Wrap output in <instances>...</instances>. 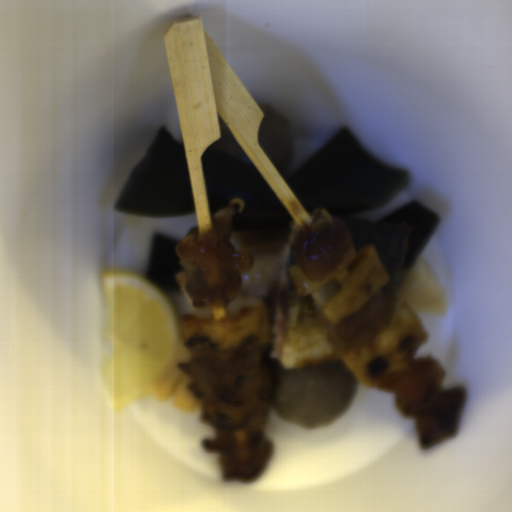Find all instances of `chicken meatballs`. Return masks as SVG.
I'll return each mask as SVG.
<instances>
[{
    "label": "chicken meatballs",
    "instance_id": "obj_3",
    "mask_svg": "<svg viewBox=\"0 0 512 512\" xmlns=\"http://www.w3.org/2000/svg\"><path fill=\"white\" fill-rule=\"evenodd\" d=\"M221 136L210 145L209 149L242 161L255 168L253 161L248 156L225 121L219 118Z\"/></svg>",
    "mask_w": 512,
    "mask_h": 512
},
{
    "label": "chicken meatballs",
    "instance_id": "obj_1",
    "mask_svg": "<svg viewBox=\"0 0 512 512\" xmlns=\"http://www.w3.org/2000/svg\"><path fill=\"white\" fill-rule=\"evenodd\" d=\"M273 387L270 407L288 424L304 429L330 426L354 402L358 378L341 358L292 370L270 352Z\"/></svg>",
    "mask_w": 512,
    "mask_h": 512
},
{
    "label": "chicken meatballs",
    "instance_id": "obj_2",
    "mask_svg": "<svg viewBox=\"0 0 512 512\" xmlns=\"http://www.w3.org/2000/svg\"><path fill=\"white\" fill-rule=\"evenodd\" d=\"M260 108L264 118L257 141L283 178L288 175L294 159L288 119L269 104H262Z\"/></svg>",
    "mask_w": 512,
    "mask_h": 512
}]
</instances>
